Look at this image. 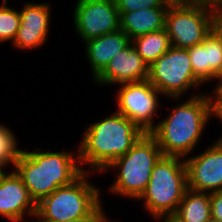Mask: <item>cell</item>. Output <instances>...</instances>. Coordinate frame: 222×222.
Here are the masks:
<instances>
[{
  "mask_svg": "<svg viewBox=\"0 0 222 222\" xmlns=\"http://www.w3.org/2000/svg\"><path fill=\"white\" fill-rule=\"evenodd\" d=\"M116 92L117 112L133 121L144 133L154 128L158 96L162 95L148 80L121 84Z\"/></svg>",
  "mask_w": 222,
  "mask_h": 222,
  "instance_id": "obj_9",
  "label": "cell"
},
{
  "mask_svg": "<svg viewBox=\"0 0 222 222\" xmlns=\"http://www.w3.org/2000/svg\"><path fill=\"white\" fill-rule=\"evenodd\" d=\"M187 50L195 77L203 85L214 80L222 65V42L216 34L211 31L202 43Z\"/></svg>",
  "mask_w": 222,
  "mask_h": 222,
  "instance_id": "obj_15",
  "label": "cell"
},
{
  "mask_svg": "<svg viewBox=\"0 0 222 222\" xmlns=\"http://www.w3.org/2000/svg\"><path fill=\"white\" fill-rule=\"evenodd\" d=\"M188 190L187 169L184 159L162 156L155 164L149 183L138 200L156 220H168L177 210Z\"/></svg>",
  "mask_w": 222,
  "mask_h": 222,
  "instance_id": "obj_5",
  "label": "cell"
},
{
  "mask_svg": "<svg viewBox=\"0 0 222 222\" xmlns=\"http://www.w3.org/2000/svg\"><path fill=\"white\" fill-rule=\"evenodd\" d=\"M84 43L85 55L90 62L93 78L95 79L118 52L131 44V39L124 31L119 29Z\"/></svg>",
  "mask_w": 222,
  "mask_h": 222,
  "instance_id": "obj_16",
  "label": "cell"
},
{
  "mask_svg": "<svg viewBox=\"0 0 222 222\" xmlns=\"http://www.w3.org/2000/svg\"><path fill=\"white\" fill-rule=\"evenodd\" d=\"M195 4H204L211 7H222V0H195Z\"/></svg>",
  "mask_w": 222,
  "mask_h": 222,
  "instance_id": "obj_26",
  "label": "cell"
},
{
  "mask_svg": "<svg viewBox=\"0 0 222 222\" xmlns=\"http://www.w3.org/2000/svg\"><path fill=\"white\" fill-rule=\"evenodd\" d=\"M40 150H23L13 168L36 204L57 188L72 184L85 172L79 166L78 152L75 156V152Z\"/></svg>",
  "mask_w": 222,
  "mask_h": 222,
  "instance_id": "obj_3",
  "label": "cell"
},
{
  "mask_svg": "<svg viewBox=\"0 0 222 222\" xmlns=\"http://www.w3.org/2000/svg\"><path fill=\"white\" fill-rule=\"evenodd\" d=\"M148 81L171 99H179L202 84L193 73L188 50L174 46L149 66Z\"/></svg>",
  "mask_w": 222,
  "mask_h": 222,
  "instance_id": "obj_7",
  "label": "cell"
},
{
  "mask_svg": "<svg viewBox=\"0 0 222 222\" xmlns=\"http://www.w3.org/2000/svg\"><path fill=\"white\" fill-rule=\"evenodd\" d=\"M168 7L120 12V29L132 40L140 35L165 29Z\"/></svg>",
  "mask_w": 222,
  "mask_h": 222,
  "instance_id": "obj_17",
  "label": "cell"
},
{
  "mask_svg": "<svg viewBox=\"0 0 222 222\" xmlns=\"http://www.w3.org/2000/svg\"><path fill=\"white\" fill-rule=\"evenodd\" d=\"M214 79L219 80V84H217L216 88H213L214 91L211 96L222 86V65L217 74L215 75Z\"/></svg>",
  "mask_w": 222,
  "mask_h": 222,
  "instance_id": "obj_28",
  "label": "cell"
},
{
  "mask_svg": "<svg viewBox=\"0 0 222 222\" xmlns=\"http://www.w3.org/2000/svg\"><path fill=\"white\" fill-rule=\"evenodd\" d=\"M107 217H84L70 221H62V222H106Z\"/></svg>",
  "mask_w": 222,
  "mask_h": 222,
  "instance_id": "obj_25",
  "label": "cell"
},
{
  "mask_svg": "<svg viewBox=\"0 0 222 222\" xmlns=\"http://www.w3.org/2000/svg\"><path fill=\"white\" fill-rule=\"evenodd\" d=\"M84 172L72 184L59 187L37 203L32 222H62L84 217H107L100 202V190L88 182Z\"/></svg>",
  "mask_w": 222,
  "mask_h": 222,
  "instance_id": "obj_4",
  "label": "cell"
},
{
  "mask_svg": "<svg viewBox=\"0 0 222 222\" xmlns=\"http://www.w3.org/2000/svg\"><path fill=\"white\" fill-rule=\"evenodd\" d=\"M213 10L204 4L169 5L165 29L171 46L188 49L202 43L212 31Z\"/></svg>",
  "mask_w": 222,
  "mask_h": 222,
  "instance_id": "obj_8",
  "label": "cell"
},
{
  "mask_svg": "<svg viewBox=\"0 0 222 222\" xmlns=\"http://www.w3.org/2000/svg\"><path fill=\"white\" fill-rule=\"evenodd\" d=\"M214 116L222 122V105H213Z\"/></svg>",
  "mask_w": 222,
  "mask_h": 222,
  "instance_id": "obj_30",
  "label": "cell"
},
{
  "mask_svg": "<svg viewBox=\"0 0 222 222\" xmlns=\"http://www.w3.org/2000/svg\"><path fill=\"white\" fill-rule=\"evenodd\" d=\"M116 8L119 12H133L136 10L156 8V7H169L166 0H114Z\"/></svg>",
  "mask_w": 222,
  "mask_h": 222,
  "instance_id": "obj_22",
  "label": "cell"
},
{
  "mask_svg": "<svg viewBox=\"0 0 222 222\" xmlns=\"http://www.w3.org/2000/svg\"><path fill=\"white\" fill-rule=\"evenodd\" d=\"M212 31L222 42V7H215L213 10Z\"/></svg>",
  "mask_w": 222,
  "mask_h": 222,
  "instance_id": "obj_24",
  "label": "cell"
},
{
  "mask_svg": "<svg viewBox=\"0 0 222 222\" xmlns=\"http://www.w3.org/2000/svg\"><path fill=\"white\" fill-rule=\"evenodd\" d=\"M131 43L149 66L171 47L166 29L140 35L132 39Z\"/></svg>",
  "mask_w": 222,
  "mask_h": 222,
  "instance_id": "obj_19",
  "label": "cell"
},
{
  "mask_svg": "<svg viewBox=\"0 0 222 222\" xmlns=\"http://www.w3.org/2000/svg\"><path fill=\"white\" fill-rule=\"evenodd\" d=\"M149 65L131 43L118 52L94 79L98 84L114 85L148 80Z\"/></svg>",
  "mask_w": 222,
  "mask_h": 222,
  "instance_id": "obj_14",
  "label": "cell"
},
{
  "mask_svg": "<svg viewBox=\"0 0 222 222\" xmlns=\"http://www.w3.org/2000/svg\"><path fill=\"white\" fill-rule=\"evenodd\" d=\"M170 5L195 4V0H166Z\"/></svg>",
  "mask_w": 222,
  "mask_h": 222,
  "instance_id": "obj_29",
  "label": "cell"
},
{
  "mask_svg": "<svg viewBox=\"0 0 222 222\" xmlns=\"http://www.w3.org/2000/svg\"><path fill=\"white\" fill-rule=\"evenodd\" d=\"M211 219L210 193L188 189L170 222H208Z\"/></svg>",
  "mask_w": 222,
  "mask_h": 222,
  "instance_id": "obj_18",
  "label": "cell"
},
{
  "mask_svg": "<svg viewBox=\"0 0 222 222\" xmlns=\"http://www.w3.org/2000/svg\"><path fill=\"white\" fill-rule=\"evenodd\" d=\"M214 95L212 96L213 105H222V86L214 93Z\"/></svg>",
  "mask_w": 222,
  "mask_h": 222,
  "instance_id": "obj_27",
  "label": "cell"
},
{
  "mask_svg": "<svg viewBox=\"0 0 222 222\" xmlns=\"http://www.w3.org/2000/svg\"><path fill=\"white\" fill-rule=\"evenodd\" d=\"M7 126L0 124V169L11 165L14 167L23 150L18 149L15 134Z\"/></svg>",
  "mask_w": 222,
  "mask_h": 222,
  "instance_id": "obj_20",
  "label": "cell"
},
{
  "mask_svg": "<svg viewBox=\"0 0 222 222\" xmlns=\"http://www.w3.org/2000/svg\"><path fill=\"white\" fill-rule=\"evenodd\" d=\"M211 218L222 222V191L210 193Z\"/></svg>",
  "mask_w": 222,
  "mask_h": 222,
  "instance_id": "obj_23",
  "label": "cell"
},
{
  "mask_svg": "<svg viewBox=\"0 0 222 222\" xmlns=\"http://www.w3.org/2000/svg\"><path fill=\"white\" fill-rule=\"evenodd\" d=\"M37 204L31 198L22 179L12 170L0 174V215L12 222L25 220L27 214L36 216Z\"/></svg>",
  "mask_w": 222,
  "mask_h": 222,
  "instance_id": "obj_12",
  "label": "cell"
},
{
  "mask_svg": "<svg viewBox=\"0 0 222 222\" xmlns=\"http://www.w3.org/2000/svg\"><path fill=\"white\" fill-rule=\"evenodd\" d=\"M20 26V13L7 6L3 1L0 6V43L14 41Z\"/></svg>",
  "mask_w": 222,
  "mask_h": 222,
  "instance_id": "obj_21",
  "label": "cell"
},
{
  "mask_svg": "<svg viewBox=\"0 0 222 222\" xmlns=\"http://www.w3.org/2000/svg\"><path fill=\"white\" fill-rule=\"evenodd\" d=\"M184 161L188 189L204 193L222 191V136L203 153Z\"/></svg>",
  "mask_w": 222,
  "mask_h": 222,
  "instance_id": "obj_11",
  "label": "cell"
},
{
  "mask_svg": "<svg viewBox=\"0 0 222 222\" xmlns=\"http://www.w3.org/2000/svg\"><path fill=\"white\" fill-rule=\"evenodd\" d=\"M208 222H220V221H217L211 218Z\"/></svg>",
  "mask_w": 222,
  "mask_h": 222,
  "instance_id": "obj_31",
  "label": "cell"
},
{
  "mask_svg": "<svg viewBox=\"0 0 222 222\" xmlns=\"http://www.w3.org/2000/svg\"><path fill=\"white\" fill-rule=\"evenodd\" d=\"M75 30L84 42L120 29V12L114 0H78Z\"/></svg>",
  "mask_w": 222,
  "mask_h": 222,
  "instance_id": "obj_10",
  "label": "cell"
},
{
  "mask_svg": "<svg viewBox=\"0 0 222 222\" xmlns=\"http://www.w3.org/2000/svg\"><path fill=\"white\" fill-rule=\"evenodd\" d=\"M143 134L133 121L116 111L85 129L78 146L80 165L90 167L85 172L101 173L117 158L124 156Z\"/></svg>",
  "mask_w": 222,
  "mask_h": 222,
  "instance_id": "obj_2",
  "label": "cell"
},
{
  "mask_svg": "<svg viewBox=\"0 0 222 222\" xmlns=\"http://www.w3.org/2000/svg\"><path fill=\"white\" fill-rule=\"evenodd\" d=\"M209 95L194 94L156 124L150 134L156 139L163 156L184 159L195 149L208 119L214 116L212 96Z\"/></svg>",
  "mask_w": 222,
  "mask_h": 222,
  "instance_id": "obj_1",
  "label": "cell"
},
{
  "mask_svg": "<svg viewBox=\"0 0 222 222\" xmlns=\"http://www.w3.org/2000/svg\"><path fill=\"white\" fill-rule=\"evenodd\" d=\"M162 156L156 139L150 133H144L124 156L117 158L103 171L119 169L110 191L138 201L149 183L155 164Z\"/></svg>",
  "mask_w": 222,
  "mask_h": 222,
  "instance_id": "obj_6",
  "label": "cell"
},
{
  "mask_svg": "<svg viewBox=\"0 0 222 222\" xmlns=\"http://www.w3.org/2000/svg\"><path fill=\"white\" fill-rule=\"evenodd\" d=\"M50 4L25 3L20 13V26L13 41L16 48L34 49L47 41L50 25Z\"/></svg>",
  "mask_w": 222,
  "mask_h": 222,
  "instance_id": "obj_13",
  "label": "cell"
}]
</instances>
